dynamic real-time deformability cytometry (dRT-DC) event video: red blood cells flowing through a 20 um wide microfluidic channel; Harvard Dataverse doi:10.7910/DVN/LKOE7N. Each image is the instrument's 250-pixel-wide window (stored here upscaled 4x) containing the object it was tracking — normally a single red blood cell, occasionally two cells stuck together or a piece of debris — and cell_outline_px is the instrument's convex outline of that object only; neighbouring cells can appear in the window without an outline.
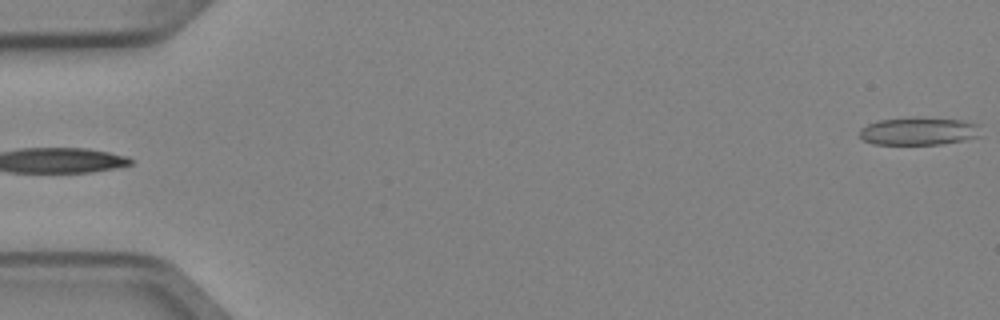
{"species": "Egyptian fruit bat (a non-hibernating species)", "species_latin": "Rousettus aegyptiacus", "temperature_condition": "cold", "stored_images_in_passage": 4, "segment_of_instrument_passage": [2, 2], "camera_frame_rate_fps": 3000, "um_per_image_px": 0.085, "animal": {"sex": "female"}, "frame": {"image": 1, "passage_image": 4, "time_ms": 1.0, "image_size_px": [1000, 320], "cell_outline_px": [[984, 136], [944, 144], [872, 144], [864, 140], [860, 136], [860, 128], [868, 124], [880, 120], [916, 116], [924, 116], [964, 120], [980, 124]], "centroid_in_image_um": [78.2, 11.13], "position_along_channel_um": 6.8, "area_um2": 20.35}}